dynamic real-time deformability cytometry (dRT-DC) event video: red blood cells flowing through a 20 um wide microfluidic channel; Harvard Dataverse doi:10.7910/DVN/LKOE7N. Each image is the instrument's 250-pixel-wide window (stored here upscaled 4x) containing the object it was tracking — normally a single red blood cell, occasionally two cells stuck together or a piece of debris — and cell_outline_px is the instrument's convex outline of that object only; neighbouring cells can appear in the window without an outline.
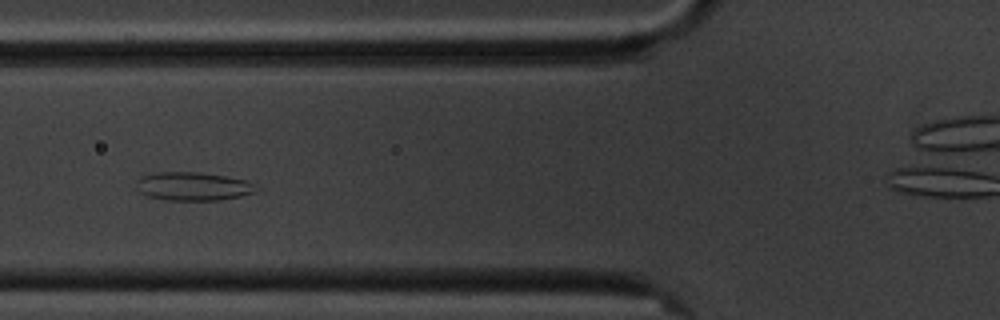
{"species": "common noctule bat (a hibernating species)", "species_latin": "Nyctalus noctula", "temperature_condition": "cold", "stored_images_in_passage": 7, "camera_frame_rate_fps": 3000, "um_per_image_px": 0.085, "animal": {"sex": "male", "body_mass_g": 20.1, "forearm_length_mm": 53.5}, "frame": {"image": 1, "passage_image": 6, "time_ms": 6.0, "image_size_px": [1000, 320], "cell_outline_px": [[260, 188], [256, 192], [240, 196], [220, 200], [164, 200], [148, 196], [140, 192], [136, 188], [136, 180], [144, 176], [156, 172], [200, 172], [248, 180]], "centroid_in_image_um": [16.43, 15.84], "position_along_channel_um": 109.4, "area_um2": 20.0}}